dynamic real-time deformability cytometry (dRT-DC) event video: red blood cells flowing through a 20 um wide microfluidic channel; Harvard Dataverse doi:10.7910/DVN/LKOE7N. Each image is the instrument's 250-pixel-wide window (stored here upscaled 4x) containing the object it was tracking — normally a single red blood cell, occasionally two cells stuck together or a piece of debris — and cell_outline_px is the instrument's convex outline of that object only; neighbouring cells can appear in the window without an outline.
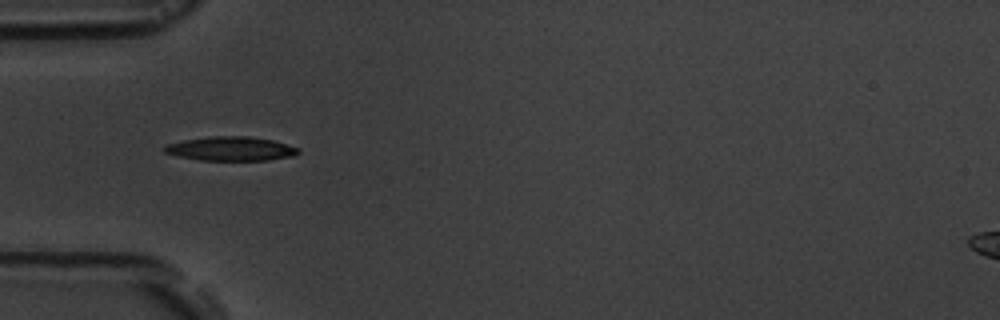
{"species": "common noctule bat (a hibernating species)", "species_latin": "Nyctalus noctula", "temperature_condition": "room temperature", "stored_images_in_passage": 5, "camera_frame_rate_fps": 3000, "um_per_image_px": 0.085, "animal": {"sex": "male", "body_mass_g": 19.5, "forearm_length_mm": 54.6}, "frame": {"image": 1, "passage_image": 1, "time_ms": 0.0, "image_size_px": [1000, 320], "cell_outline_px": [[300, 152], [296, 156], [268, 160], [200, 160], [176, 156], [164, 152], [164, 148], [168, 144], [184, 140], [212, 136], [248, 136], [272, 140], [300, 148]], "centroid_in_image_um": [19.66, 12.65], "position_along_channel_um": 65.3, "area_um2": 18.79}}
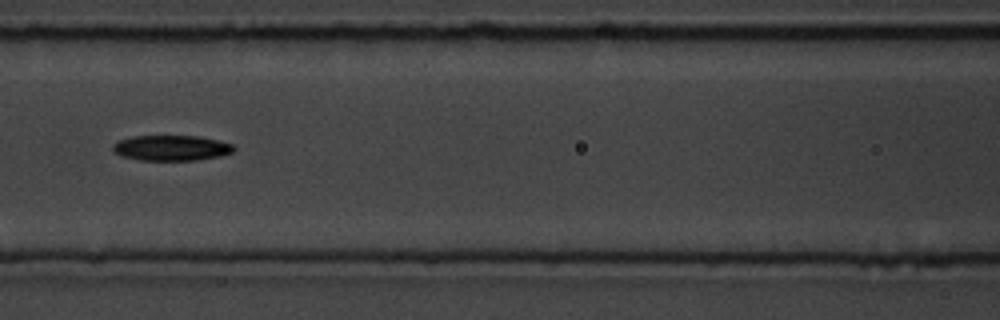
{"frame": {"image": 2, "passage_image": 3, "time_ms": 2.333, "image_size_px": [1000, 320], "cell_outline_px": [[236, 148], [232, 152], [220, 156], [196, 160], [140, 160], [120, 156], [112, 152], [112, 144], [116, 140], [132, 136], [200, 136], [232, 144]], "centroid_in_image_um": [14.5, 12.57], "position_along_channel_um": 152.1, "area_um2": 18.09}}
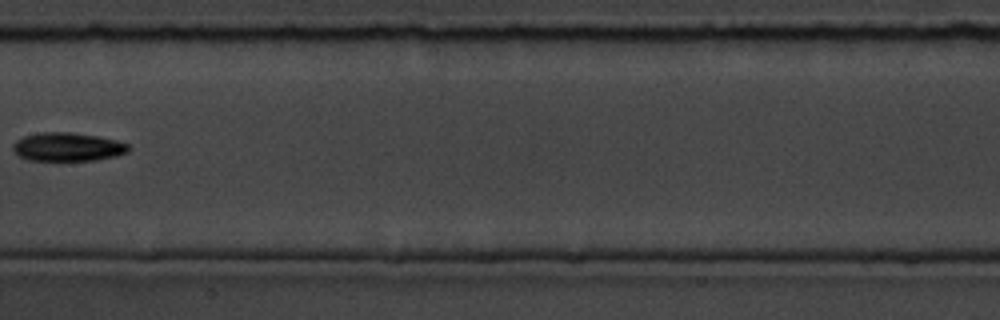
{"frame": {"image": 3, "passage_image": 4, "time_ms": 3.667, "image_size_px": [1000, 320], "cell_outline_px": [[132, 148], [128, 152], [116, 156], [96, 160], [28, 160], [20, 156], [12, 148], [12, 144], [16, 140], [24, 136], [40, 132], [72, 132], [96, 136], [116, 140], [128, 144]], "centroid_in_image_um": [5.77, 12.48], "position_along_channel_um": 201.6, "area_um2": 19.25}}